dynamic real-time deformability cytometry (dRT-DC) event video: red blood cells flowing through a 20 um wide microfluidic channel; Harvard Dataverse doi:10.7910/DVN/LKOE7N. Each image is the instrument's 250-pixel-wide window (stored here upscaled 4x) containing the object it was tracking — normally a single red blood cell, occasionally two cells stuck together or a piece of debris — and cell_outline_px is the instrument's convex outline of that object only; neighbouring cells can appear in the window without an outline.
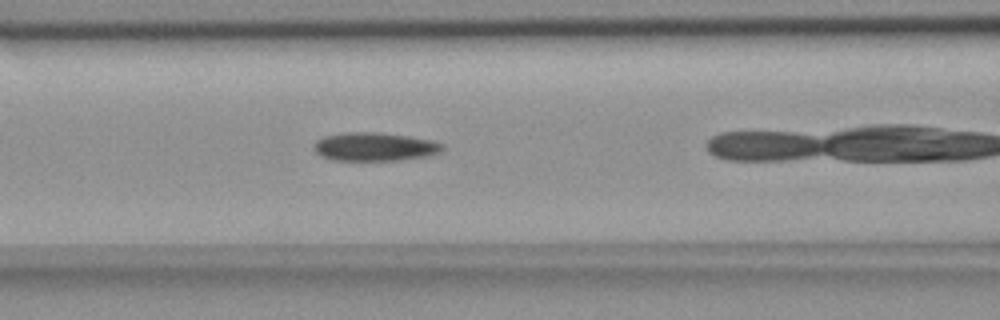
{"species": "common noctule bat (a hibernating species)", "species_latin": "Nyctalus noctula", "temperature_condition": "room temperature", "stored_images_in_passage": 30, "camera_frame_rate_fps": 3000, "um_per_image_px": 0.085, "animal": {"sex": "female", "body_mass_g": 18.4}, "frame": {"image": 1, "passage_image": 10, "time_ms": 3.0, "image_size_px": [1000, 320], "cell_outline_px": [[444, 148], [440, 152], [428, 156], [396, 160], [332, 160], [320, 156], [312, 148], [312, 144], [316, 140], [324, 136], [344, 132], [376, 132], [408, 136], [432, 140], [444, 144]], "centroid_in_image_um": [31.81, 12.47], "position_along_channel_um": 134.8, "area_um2": 21.5}}
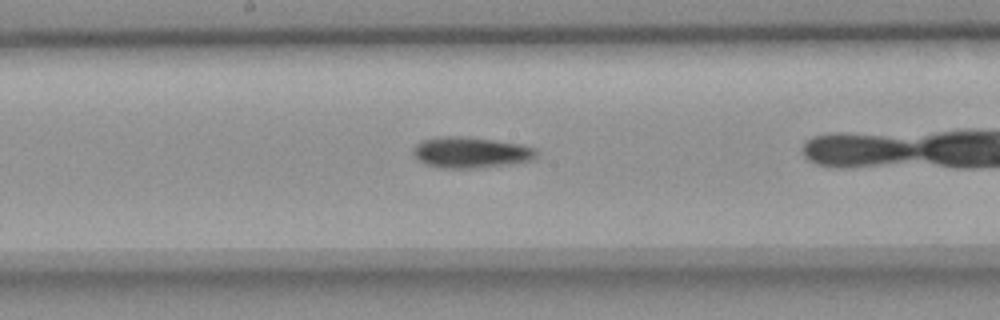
{"frame": {"image": 2, "passage_image": 16, "time_ms": 5.0, "image_size_px": [1000, 320], "cell_outline_px": [[540, 152], [532, 160], [512, 164], [476, 168], [440, 168], [424, 164], [412, 156], [412, 148], [420, 140], [440, 136], [464, 136], [496, 140], [524, 144], [536, 148]], "centroid_in_image_um": [40.01, 12.95], "position_along_channel_um": 208.2, "area_um2": 22.89}}
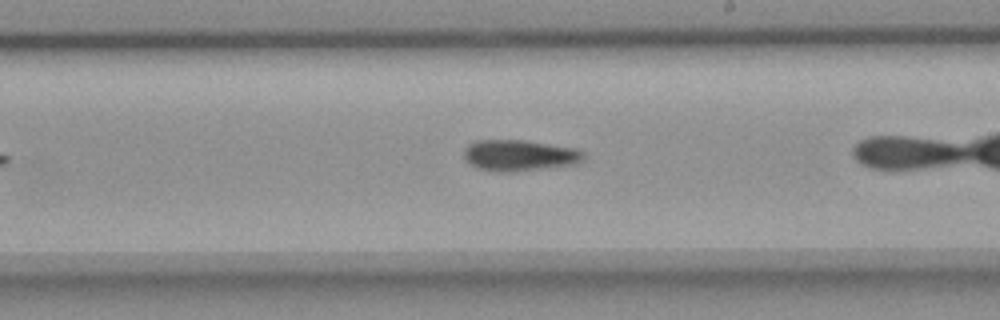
{"frame": {"image": 3, "passage_image": 19, "time_ms": 6.0, "image_size_px": [1000, 320], "cell_outline_px": [[584, 160], [580, 164], [512, 172], [496, 172], [476, 168], [468, 164], [464, 160], [464, 148], [468, 144], [476, 140], [524, 140], [572, 148], [584, 152]], "centroid_in_image_um": [44.11, 13.22], "position_along_channel_um": 244.9, "area_um2": 22.02}}